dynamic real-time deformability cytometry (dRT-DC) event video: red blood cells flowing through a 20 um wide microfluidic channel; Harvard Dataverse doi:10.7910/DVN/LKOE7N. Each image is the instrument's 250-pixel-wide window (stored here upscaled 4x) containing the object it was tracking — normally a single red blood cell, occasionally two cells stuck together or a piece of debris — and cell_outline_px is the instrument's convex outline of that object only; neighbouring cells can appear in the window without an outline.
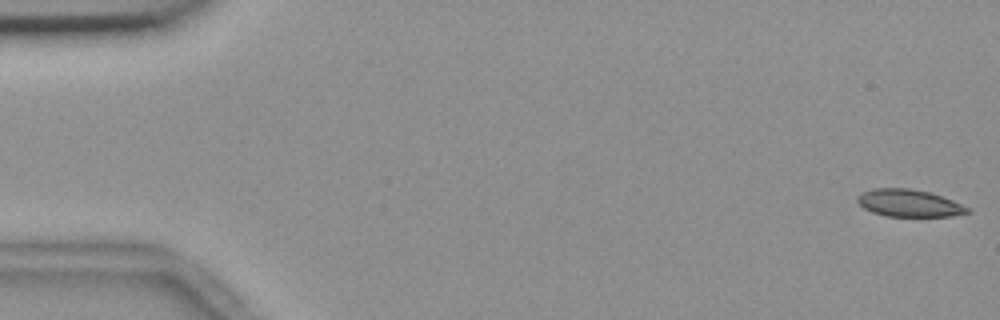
{"species": "common noctule bat (a hibernating species)", "species_latin": "Nyctalus noctula", "temperature_condition": "room temperature", "stored_images_in_passage": 55, "camera_frame_rate_fps": 3000, "um_per_image_px": 0.085, "animal": {"sex": "female", "body_mass_g": 18.4}, "frame": {"image": 1, "passage_image": 1, "time_ms": 0.0, "image_size_px": [1000, 320], "cell_outline_px": [[972, 212], [952, 216], [884, 216], [872, 212], [864, 208], [856, 200], [856, 196], [872, 188], [908, 188], [928, 192], [952, 200], [972, 208]], "centroid_in_image_um": [77.28, 17.27], "position_along_channel_um": 7.7, "area_um2": 17.51}}
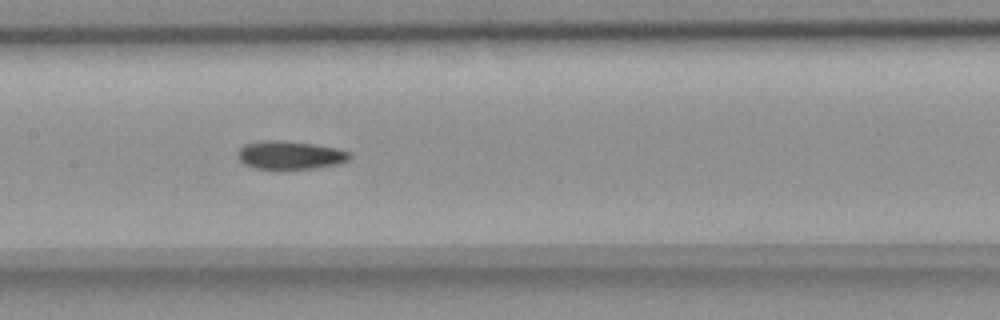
{"frame": {"image": 2, "passage_image": 27, "time_ms": 8.667, "image_size_px": [1000, 320], "cell_outline_px": [[352, 156], [348, 160], [340, 164], [312, 168], [256, 168], [244, 164], [236, 156], [236, 152], [244, 144], [264, 140], [280, 140], [316, 144], [336, 148], [352, 152]], "centroid_in_image_um": [24.67, 13.17], "position_along_channel_um": 182.7, "area_um2": 18.5}}
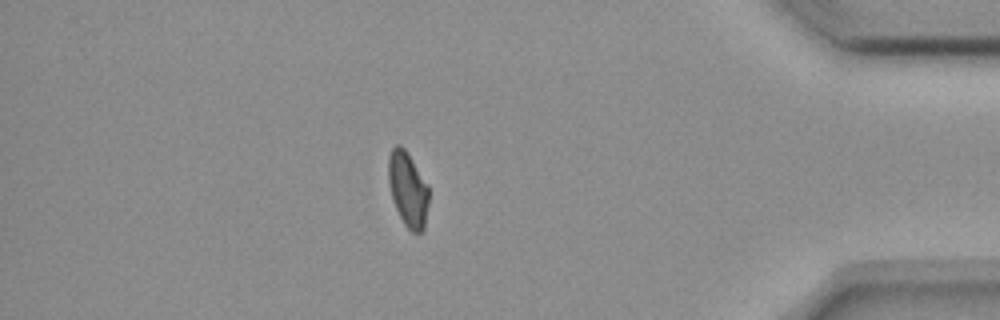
{"frame": {"image": 3, "passage_image": 48, "time_ms": 15.667, "image_size_px": [1000, 320], "cell_outline_px": [[428, 204], [424, 228], [420, 232], [412, 232], [404, 224], [396, 208], [392, 196], [388, 180], [388, 156], [392, 148], [396, 144], [400, 144], [404, 148], [428, 184]], "centroid_in_image_um": [34.66, 16.06], "position_along_channel_um": 400.5, "area_um2": 17.46}, "authors_computed_cell_mechanics": {"area_um2": 18.4382, "velocity_mm_per_s": 3.6708, "shape_relaxation_time_tau1_ms": null, "shape_relaxation_time_tau2_ms": 4.4418, "deformation_change_tau1": null, "deformation_change_tau2": 0.0787}}